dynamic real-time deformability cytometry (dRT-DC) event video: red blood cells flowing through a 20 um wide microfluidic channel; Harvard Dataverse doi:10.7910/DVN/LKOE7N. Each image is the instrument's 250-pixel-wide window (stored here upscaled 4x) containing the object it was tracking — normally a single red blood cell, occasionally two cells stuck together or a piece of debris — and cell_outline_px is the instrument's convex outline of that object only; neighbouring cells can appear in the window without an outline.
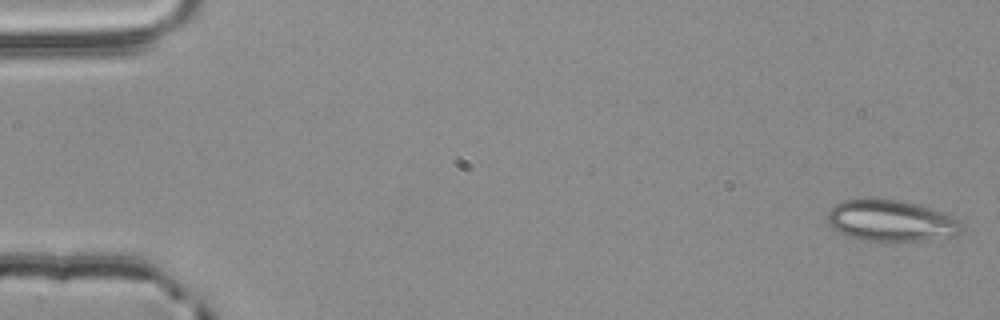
{"species": "common noctule bat (a hibernating species)", "species_latin": "Nyctalus noctula", "temperature_condition": "room temperature", "stored_images_in_passage": 54, "camera_frame_rate_fps": 3000, "um_per_image_px": 0.085, "animal": {"sex": "male", "body_mass_g": 20.4}, "frame": {"image": 1, "passage_image": 1, "time_ms": 0.0, "image_size_px": [1000, 320], "cell_outline_px": [[964, 228], [956, 236], [920, 240], [864, 240], [848, 236], [832, 228], [828, 224], [828, 212], [836, 204], [844, 200], [868, 196], [876, 196], [896, 200], [932, 208], [952, 216], [960, 220]], "centroid_in_image_um": [75.73, 18.72], "position_along_channel_um": 9.3, "area_um2": 32.54}}
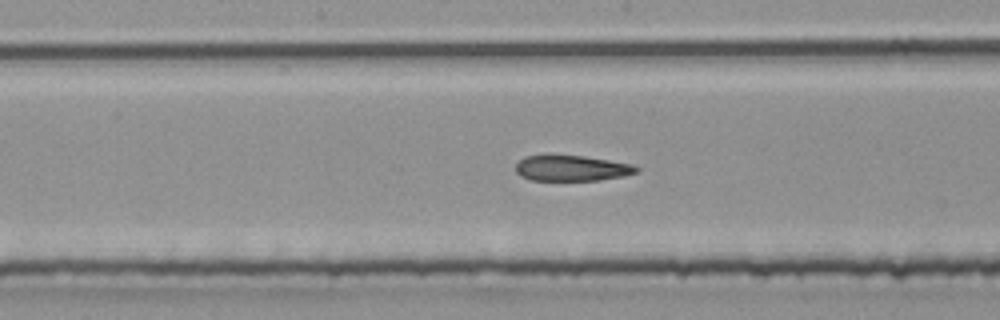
{"frame": {"image": 2, "passage_image": 28, "time_ms": 9.0, "image_size_px": [1000, 320], "cell_outline_px": [[640, 172], [624, 176], [600, 180], [528, 180], [520, 176], [516, 172], [516, 164], [524, 156], [548, 152], [584, 156], [632, 164], [640, 168]], "centroid_in_image_um": [48.55, 14.26], "position_along_channel_um": 199.7, "area_um2": 18.84}}
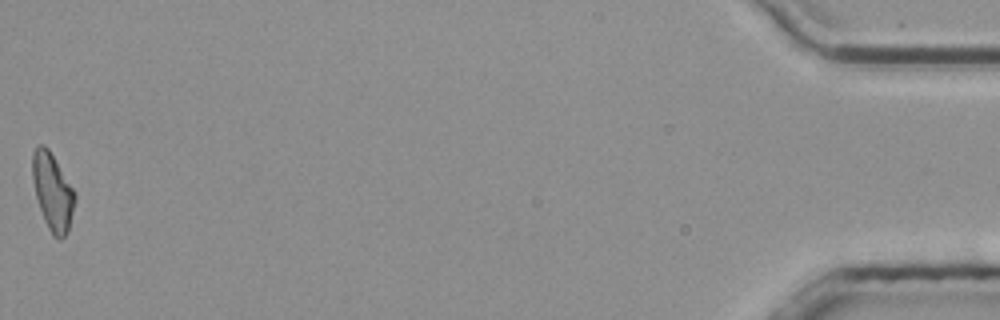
{"frame": {"image": 3, "passage_image": 54, "time_ms": 17.667, "image_size_px": [1000, 320], "cell_outline_px": [[76, 200], [68, 232], [60, 240], [56, 240], [52, 236], [44, 220], [36, 196], [32, 180], [32, 152], [36, 144], [44, 144], [48, 148], [76, 192]], "centroid_in_image_um": [4.47, 16.3], "position_along_channel_um": 430.7, "area_um2": 19.36}, "authors_computed_cell_mechanics": {"area_um2": 19.5653, "velocity_mm_per_s": 3.8595, "shape_relaxation_time_tau1_ms": null, "shape_relaxation_time_tau2_ms": 3.4266, "deformation_change_tau1": null, "deformation_change_tau2": 0.1196}}